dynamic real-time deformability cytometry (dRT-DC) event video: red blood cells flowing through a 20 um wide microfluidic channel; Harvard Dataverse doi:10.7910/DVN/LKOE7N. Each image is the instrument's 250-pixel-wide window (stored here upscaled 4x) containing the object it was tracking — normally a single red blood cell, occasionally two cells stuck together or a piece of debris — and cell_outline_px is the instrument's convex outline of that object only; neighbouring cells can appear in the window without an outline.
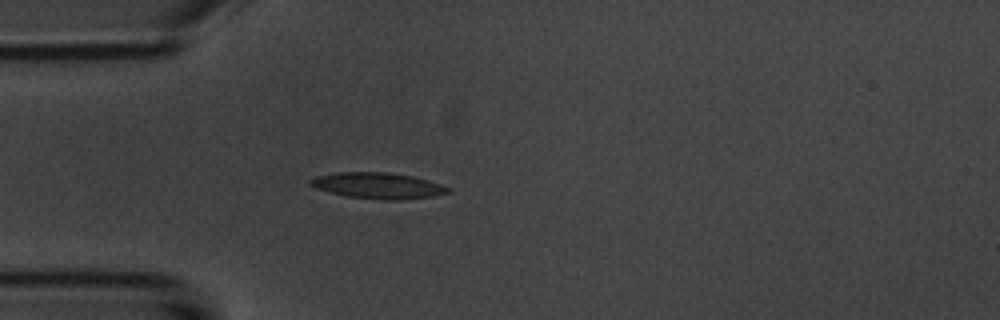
{"species": "common noctule bat (a hibernating species)", "species_latin": "Nyctalus noctula", "temperature_condition": "room temperature", "stored_images_in_passage": 34, "camera_frame_rate_fps": 3000, "um_per_image_px": 0.085, "animal": {"sex": "male", "body_mass_g": 20.1, "forearm_length_mm": 53.5}, "frame": {"image": 1, "passage_image": 1, "time_ms": 0.0, "image_size_px": [1000, 320], "cell_outline_px": [[452, 192], [432, 196], [400, 200], [380, 200], [348, 196], [328, 192], [316, 188], [308, 184], [308, 180], [316, 176], [336, 172], [388, 172], [412, 176], [428, 180], [452, 188]], "centroid_in_image_um": [32.12, 15.78], "position_along_channel_um": 52.9, "area_um2": 21.04}}
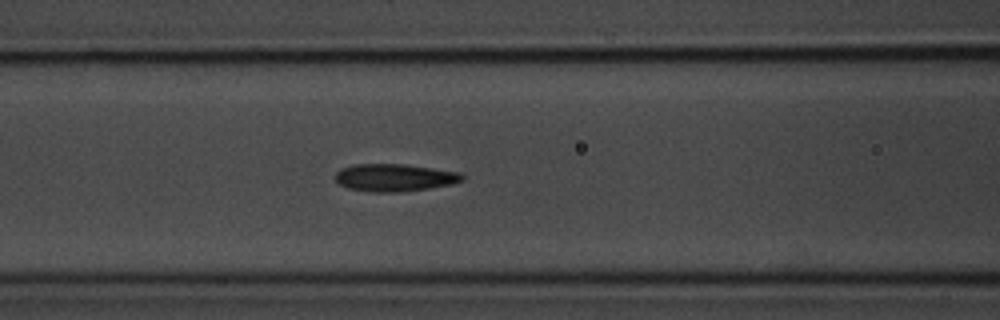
{"frame": {"image": 2, "passage_image": 8, "time_ms": 2.333, "image_size_px": [1000, 320], "cell_outline_px": [[464, 180], [452, 184], [428, 188], [400, 192], [372, 192], [348, 188], [340, 184], [336, 180], [336, 172], [340, 168], [352, 164], [404, 164], [460, 172], [464, 176]], "centroid_in_image_um": [33.53, 15.09], "position_along_channel_um": 133.1, "area_um2": 20.35}}
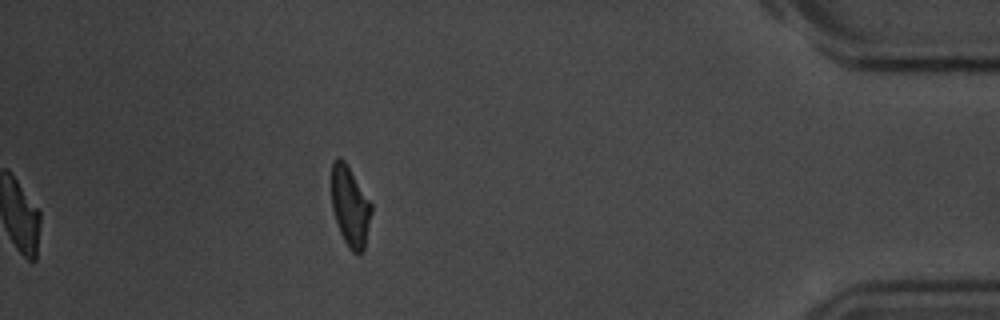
{"frame": {"image": 3, "passage_image": 34, "time_ms": 11.0, "image_size_px": [1000, 320], "cell_outline_px": [[372, 212], [364, 252], [352, 252], [348, 248], [340, 232], [332, 208], [332, 160], [340, 156], [344, 160], [372, 204]], "centroid_in_image_um": [29.77, 17.55], "position_along_channel_um": 405.4, "area_um2": 18.55}, "authors_computed_cell_mechanics": {"area_um2": 19.5075, "velocity_mm_per_s": 3.7122, "shape_relaxation_time_tau1_ms": 2.7106, "shape_relaxation_time_tau2_ms": 2.6654, "deformation_change_tau1": 0.1164, "deformation_change_tau2": 0.1023}}